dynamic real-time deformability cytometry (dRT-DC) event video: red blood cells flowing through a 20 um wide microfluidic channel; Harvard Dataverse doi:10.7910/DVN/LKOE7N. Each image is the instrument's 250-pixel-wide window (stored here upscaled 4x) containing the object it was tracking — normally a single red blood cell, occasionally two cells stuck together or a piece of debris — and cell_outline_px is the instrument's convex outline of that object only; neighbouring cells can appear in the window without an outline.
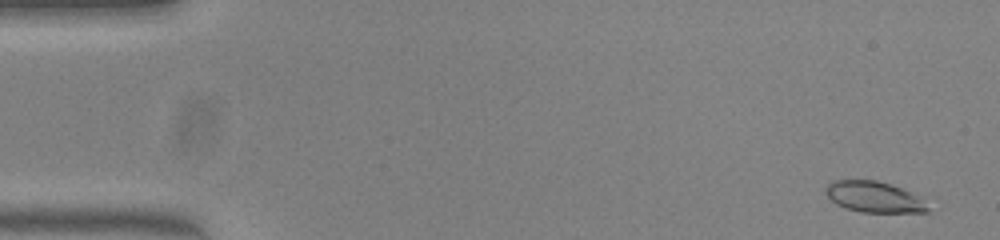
{"species": "common noctule bat (a hibernating species)", "species_latin": "Nyctalus noctula", "temperature_condition": "warm", "stored_images_in_passage": 52, "camera_frame_rate_fps": 3000, "um_per_image_px": 0.085, "animal": {"sex": "female", "body_mass_g": 23.0, "forearm_length_mm": 53.4}, "frame": {"image": 1, "passage_image": 3, "time_ms": 0.667, "image_size_px": [1000, 240], "cell_outline_px": [[928, 212], [860, 212], [844, 208], [836, 204], [824, 192], [824, 188], [832, 180], [876, 180], [900, 188], [920, 196], [928, 208]], "centroid_in_image_um": [74.24, 16.74], "position_along_channel_um": 10.8, "area_um2": 18.32}}
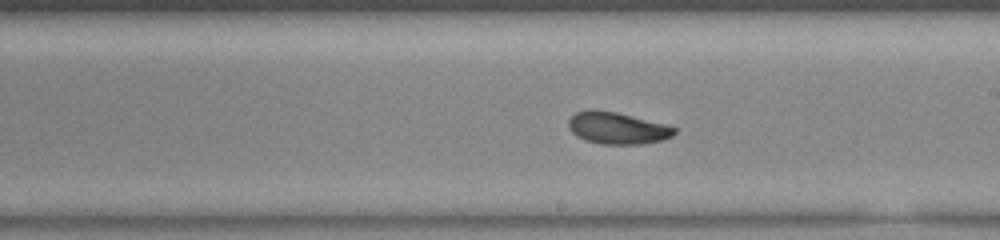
{"frame": {"image": 2, "passage_image": 30, "time_ms": 9.667, "image_size_px": [1000, 240], "cell_outline_px": [[676, 132], [672, 136], [660, 140], [640, 144], [604, 144], [584, 140], [576, 136], [568, 128], [568, 120], [576, 112], [592, 108], [616, 112], [664, 124], [676, 128]], "centroid_in_image_um": [52.41, 10.88], "position_along_channel_um": 236.6, "area_um2": 19.59}}
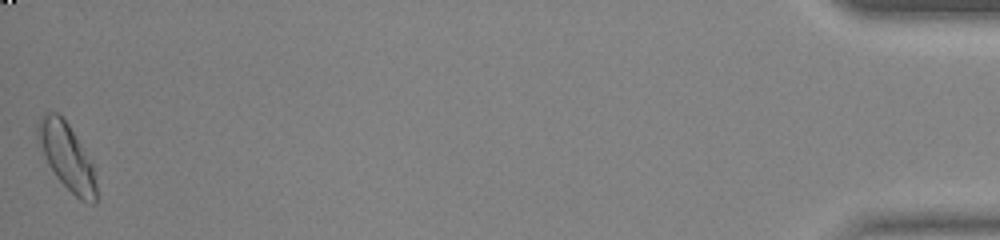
{"frame": {"image": 3, "passage_image": 52, "time_ms": 17.0, "image_size_px": [1000, 240], "cell_outline_px": [[96, 204], [92, 204], [80, 200], [56, 176], [48, 164], [44, 152], [40, 136], [40, 116], [48, 112], [56, 112], [68, 124], [92, 160], [96, 184]], "centroid_in_image_um": [5.77, 13.36], "position_along_channel_um": 429.4, "area_um2": 21.68}, "authors_computed_cell_mechanics": {"area_um2": 19.7098, "velocity_mm_per_s": 3.9828, "shape_relaxation_time_tau1_ms": 5.5172, "shape_relaxation_time_tau2_ms": 6.5365, "deformation_change_tau1": 0.1481, "deformation_change_tau2": 0.1145}}